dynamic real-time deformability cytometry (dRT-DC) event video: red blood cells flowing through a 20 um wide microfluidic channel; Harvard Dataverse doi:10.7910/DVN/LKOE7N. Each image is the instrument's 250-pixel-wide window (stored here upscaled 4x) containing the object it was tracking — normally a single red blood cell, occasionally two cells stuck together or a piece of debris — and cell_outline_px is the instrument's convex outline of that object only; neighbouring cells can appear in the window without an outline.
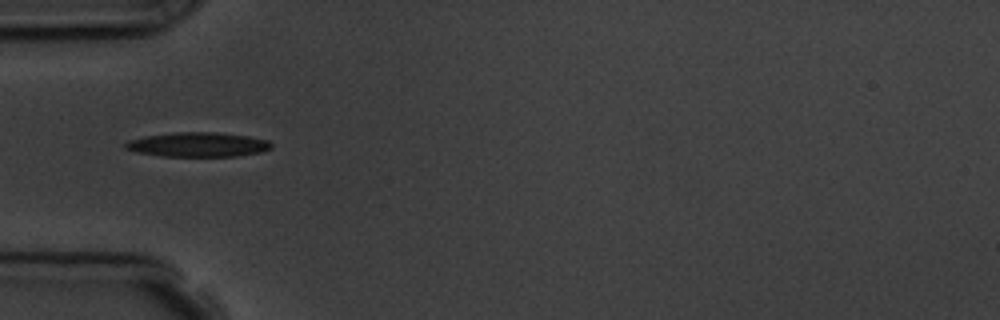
{"species": "common noctule bat (a hibernating species)", "species_latin": "Nyctalus noctula", "temperature_condition": "room temperature", "stored_images_in_passage": 2, "camera_frame_rate_fps": 3000, "um_per_image_px": 0.085, "animal": {"sex": "male", "body_mass_g": 19.5, "forearm_length_mm": 54.6}, "frame": {"image": 1, "passage_image": 1, "time_ms": 0.0, "image_size_px": [1000, 320], "cell_outline_px": [[272, 148], [260, 152], [240, 156], [160, 156], [136, 152], [124, 148], [124, 144], [128, 140], [148, 136], [172, 132], [216, 132], [248, 136], [268, 140], [272, 144]], "centroid_in_image_um": [16.83, 12.29], "position_along_channel_um": 68.2, "area_um2": 20.87}}